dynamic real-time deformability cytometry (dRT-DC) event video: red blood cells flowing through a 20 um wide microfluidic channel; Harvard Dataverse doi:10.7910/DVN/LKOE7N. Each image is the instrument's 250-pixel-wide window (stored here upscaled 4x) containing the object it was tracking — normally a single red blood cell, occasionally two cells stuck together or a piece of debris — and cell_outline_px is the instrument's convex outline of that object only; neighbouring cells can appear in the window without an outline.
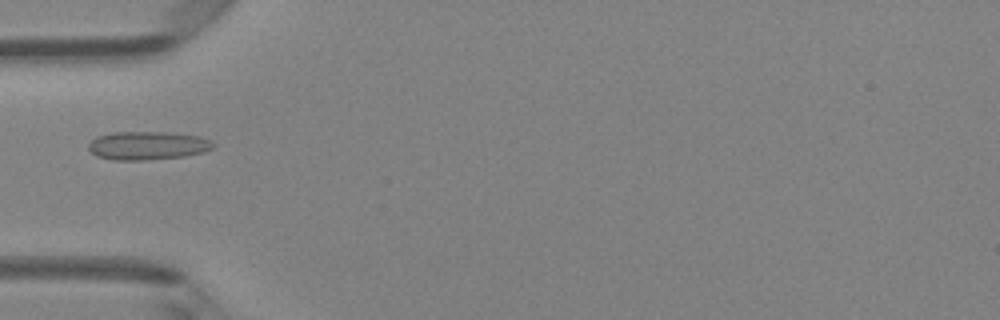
{"species": "Egyptian fruit bat (a non-hibernating species)", "species_latin": "Rousettus aegyptiacus", "temperature_condition": "room temperature", "stored_images_in_passage": 4, "camera_frame_rate_fps": 3000, "um_per_image_px": 0.085, "animal": {"sex": "female"}, "frame": {"image": 1, "passage_image": 3, "time_ms": 0.667, "image_size_px": [1000, 320], "cell_outline_px": [[216, 144], [212, 148], [204, 152], [184, 156], [144, 160], [112, 160], [96, 156], [88, 148], [88, 144], [96, 136], [112, 132], [168, 132], [200, 136]], "centroid_in_image_um": [12.52, 12.37], "position_along_channel_um": 72.5, "area_um2": 20.69}}
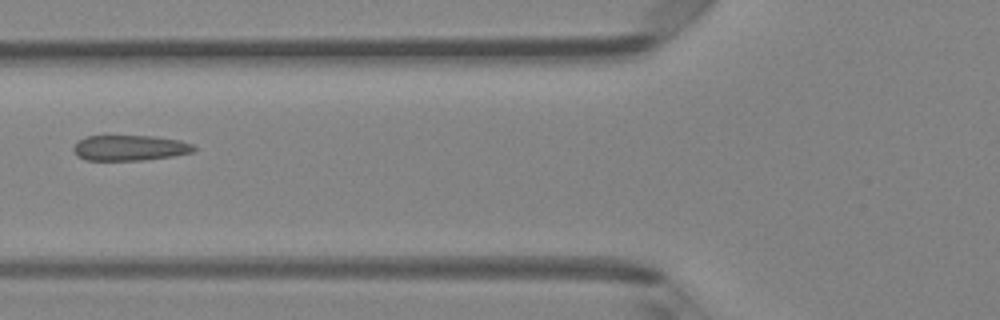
{"frame": {"image": 2, "passage_image": 4, "time_ms": 1.0, "image_size_px": [1000, 320], "cell_outline_px": [[196, 148], [192, 152], [172, 156], [144, 160], [84, 160], [76, 156], [72, 148], [80, 140], [88, 136], [152, 136], [180, 140], [192, 144]], "centroid_in_image_um": [11.02, 12.57], "position_along_channel_um": 114.8, "area_um2": 17.8}}